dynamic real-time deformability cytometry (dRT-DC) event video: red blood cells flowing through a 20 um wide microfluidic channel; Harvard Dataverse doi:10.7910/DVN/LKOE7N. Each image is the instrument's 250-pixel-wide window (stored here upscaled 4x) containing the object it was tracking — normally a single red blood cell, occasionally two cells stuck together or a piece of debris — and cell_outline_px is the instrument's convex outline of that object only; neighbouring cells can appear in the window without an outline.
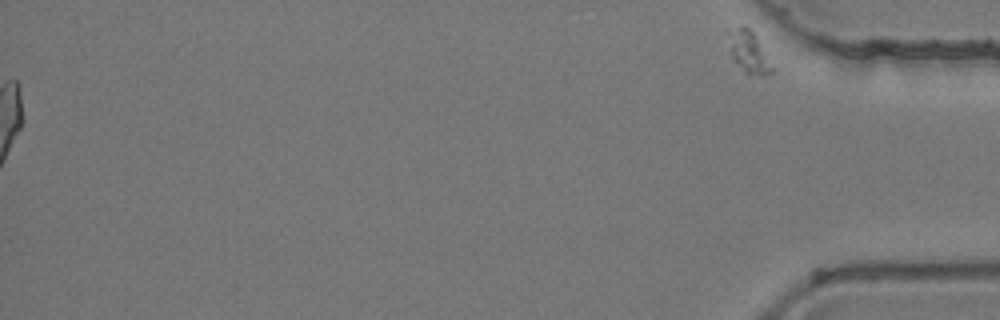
{"species": "common noctule bat (a hibernating species)", "species_latin": "Nyctalus noctula", "temperature_condition": "room temperature", "stored_images_in_passage": 56, "segment_of_instrument_passage": [2, 2], "camera_frame_rate_fps": 3000, "um_per_image_px": 0.085, "animal": {"sex": "female", "body_mass_g": 24.6, "forearm_length_mm": 56.2}, "frame": {"image": 1, "passage_image": 56, "time_ms": 18.333, "image_size_px": [1000, 320], "cell_outline_px": [[772, 72], [764, 76], [748, 76], [732, 60], [728, 32], [740, 24], [744, 24], [752, 32], [772, 68]], "centroid_in_image_um": [63.58, 4.45], "position_along_channel_um": 371.6, "area_um2": 10.29}}